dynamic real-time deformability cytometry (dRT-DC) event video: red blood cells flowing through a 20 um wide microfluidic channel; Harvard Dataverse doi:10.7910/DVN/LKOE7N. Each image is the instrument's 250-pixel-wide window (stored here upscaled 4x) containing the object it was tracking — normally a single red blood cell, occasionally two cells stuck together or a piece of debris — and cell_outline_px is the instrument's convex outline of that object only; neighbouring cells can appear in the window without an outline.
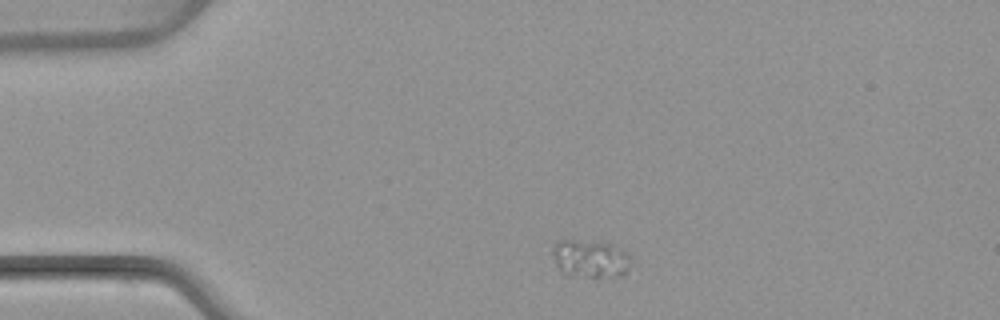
{"species": "common noctule bat (a hibernating species)", "species_latin": "Nyctalus noctula", "temperature_condition": "warm", "stored_images_in_passage": 3, "camera_frame_rate_fps": 3000, "um_per_image_px": 0.085, "animal": {"sex": "female", "body_mass_g": 22.7, "forearm_length_mm": 54.2}, "frame": {"image": 1, "passage_image": 1, "time_ms": 0.0, "image_size_px": [1000, 320], "cell_outline_px": [[636, 260], [624, 276], [568, 276], [556, 264], [548, 252], [556, 240], [576, 240], [616, 244], [628, 252]], "centroid_in_image_um": [50.23, 21.97], "position_along_channel_um": 34.8, "area_um2": 18.09}}
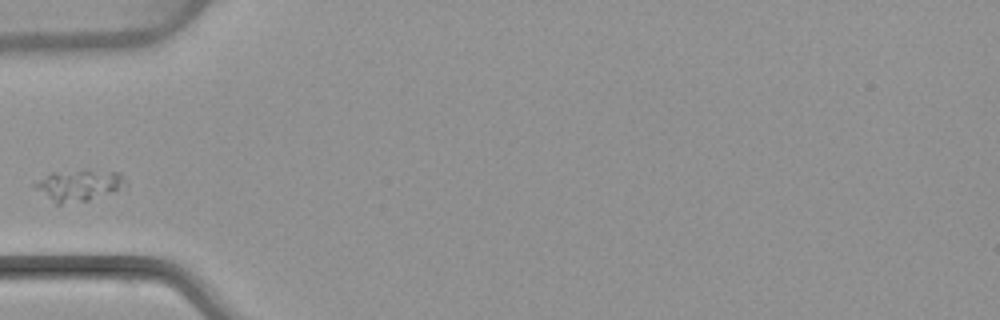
{"frame": {"image": 2, "passage_image": 3, "time_ms": 2.333, "image_size_px": [1000, 320], "cell_outline_px": [[124, 180], [112, 192], [88, 200], [60, 204], [56, 204], [36, 188], [32, 184], [52, 172], [84, 168], [120, 172], [124, 176]], "centroid_in_image_um": [6.66, 15.7], "position_along_channel_um": 78.3, "area_um2": 16.3}}